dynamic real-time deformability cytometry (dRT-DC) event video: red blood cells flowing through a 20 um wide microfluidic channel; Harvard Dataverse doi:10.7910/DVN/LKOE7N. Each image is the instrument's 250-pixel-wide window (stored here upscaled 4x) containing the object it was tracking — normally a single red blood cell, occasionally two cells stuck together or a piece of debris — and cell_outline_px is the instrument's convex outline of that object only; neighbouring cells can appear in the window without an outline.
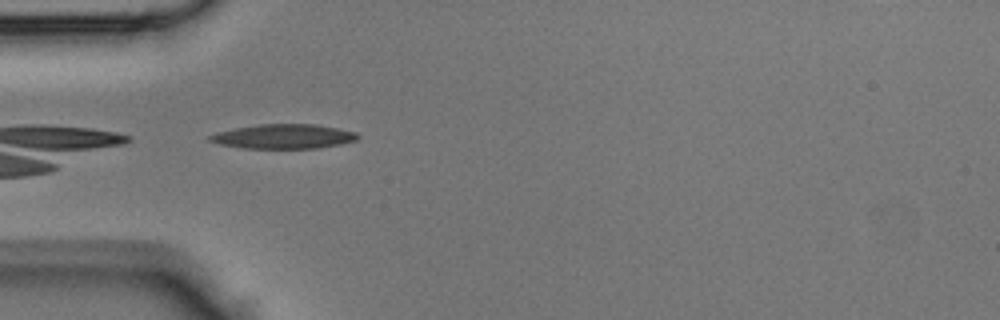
{"species": "Egyptian fruit bat (a non-hibernating species)", "species_latin": "Rousettus aegyptiacus", "temperature_condition": "room temperature", "stored_images_in_passage": 3, "camera_frame_rate_fps": 3000, "um_per_image_px": 0.085, "animal": {"sex": "male"}, "frame": {"image": 1, "passage_image": 1, "time_ms": 0.0, "image_size_px": [1000, 320], "cell_outline_px": [[360, 136], [356, 140], [340, 144], [320, 148], [240, 148], [220, 144], [208, 140], [208, 136], [216, 132], [236, 128], [260, 124], [312, 124], [336, 128], [356, 132]], "centroid_in_image_um": [24.09, 11.6], "position_along_channel_um": 60.9, "area_um2": 20.98}}